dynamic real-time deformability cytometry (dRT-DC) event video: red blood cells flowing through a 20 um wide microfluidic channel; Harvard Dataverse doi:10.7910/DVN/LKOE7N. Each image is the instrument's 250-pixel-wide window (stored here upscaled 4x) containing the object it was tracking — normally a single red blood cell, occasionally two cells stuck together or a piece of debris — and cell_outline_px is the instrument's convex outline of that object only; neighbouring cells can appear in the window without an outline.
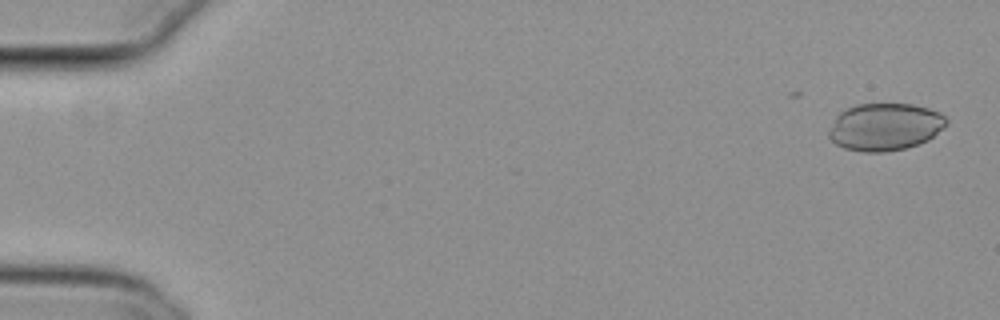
{"species": "common noctule bat (a hibernating species)", "species_latin": "Nyctalus noctula", "temperature_condition": "cold", "stored_images_in_passage": 12, "camera_frame_rate_fps": 3000, "um_per_image_px": 0.085, "animal": {"sex": "female", "body_mass_g": 29.2, "forearm_length_mm": 56.3}, "frame": {"image": 1, "passage_image": 1, "time_ms": 0.0, "image_size_px": [1000, 320], "cell_outline_px": [[948, 124], [928, 140], [904, 148], [884, 152], [864, 152], [844, 148], [836, 144], [828, 136], [828, 132], [836, 116], [840, 112], [856, 104], [912, 104], [928, 108], [940, 112], [948, 120]], "centroid_in_image_um": [75.22, 10.78], "position_along_channel_um": 9.8, "area_um2": 32.37}}